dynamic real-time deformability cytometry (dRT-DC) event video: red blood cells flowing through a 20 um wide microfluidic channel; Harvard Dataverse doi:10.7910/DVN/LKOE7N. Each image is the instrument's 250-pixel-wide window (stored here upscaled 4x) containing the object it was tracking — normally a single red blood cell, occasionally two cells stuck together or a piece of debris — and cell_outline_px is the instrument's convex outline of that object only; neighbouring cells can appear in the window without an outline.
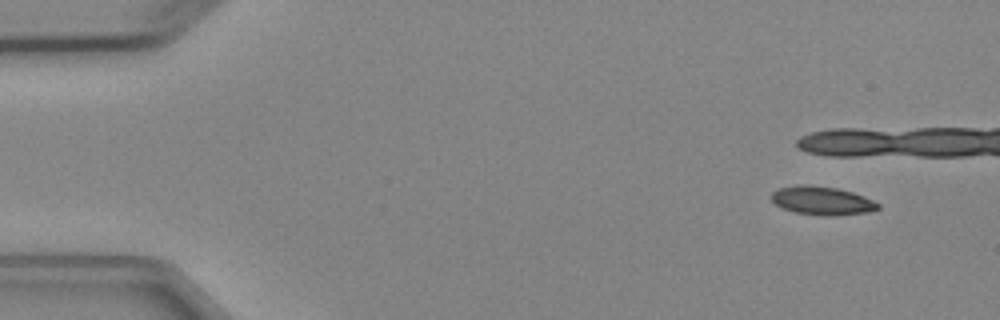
{"species": "Egyptian fruit bat (a non-hibernating species)", "species_latin": "Rousettus aegyptiacus", "temperature_condition": "cold", "stored_images_in_passage": 8, "camera_frame_rate_fps": 3000, "um_per_image_px": 0.085, "animal": {"sex": "female"}, "frame": {"image": 1, "passage_image": 1, "time_ms": 0.0, "image_size_px": [1000, 320], "cell_outline_px": [[880, 208], [868, 212], [836, 216], [824, 216], [796, 212], [784, 208], [776, 204], [772, 200], [772, 192], [780, 188], [796, 184], [808, 184], [836, 188], [852, 192], [864, 196], [880, 204]], "centroid_in_image_um": [69.9, 17.05], "position_along_channel_um": 15.1, "area_um2": 17.69}}